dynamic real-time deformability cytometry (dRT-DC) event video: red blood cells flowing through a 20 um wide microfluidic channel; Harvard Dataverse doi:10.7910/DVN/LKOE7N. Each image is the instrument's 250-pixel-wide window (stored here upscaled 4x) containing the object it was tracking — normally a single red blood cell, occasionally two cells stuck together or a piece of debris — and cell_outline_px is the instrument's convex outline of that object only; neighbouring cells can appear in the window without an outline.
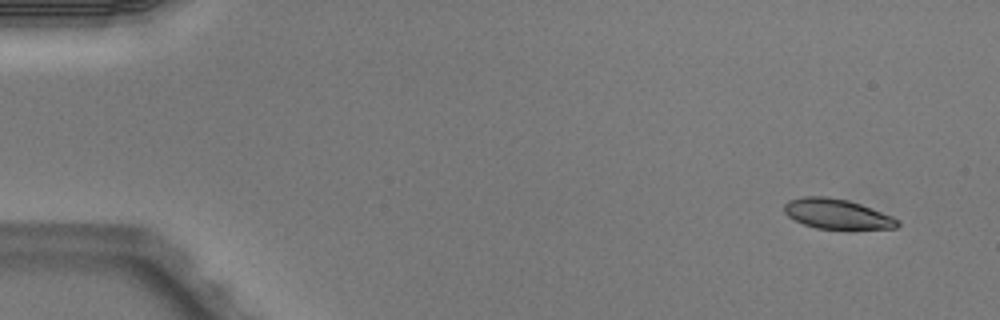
{"species": "Egyptian fruit bat (a non-hibernating species)", "species_latin": "Rousettus aegyptiacus", "temperature_condition": "warm", "stored_images_in_passage": 4, "camera_frame_rate_fps": 3000, "um_per_image_px": 0.085, "animal": {"sex": "male"}, "frame": {"image": 1, "passage_image": 1, "time_ms": 0.0, "image_size_px": [1000, 320], "cell_outline_px": [[900, 224], [896, 228], [816, 228], [804, 224], [788, 216], [784, 212], [784, 204], [788, 200], [804, 196], [828, 196], [848, 200], [860, 204], [892, 216], [900, 220]], "centroid_in_image_um": [71.12, 18.16], "position_along_channel_um": 13.9, "area_um2": 19.54}}
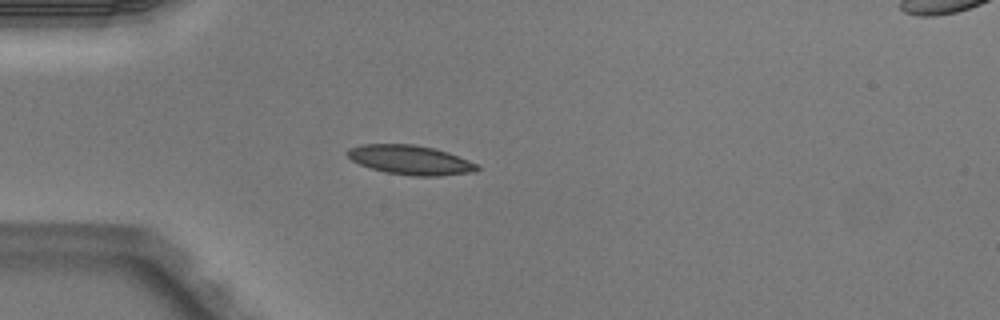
{"frame": {"image": 2, "passage_image": 4, "time_ms": 1.0, "image_size_px": [1000, 320], "cell_outline_px": [[480, 168], [476, 172], [440, 176], [412, 176], [384, 172], [360, 164], [352, 160], [344, 152], [348, 148], [360, 144], [412, 144], [436, 148], [448, 152], [468, 160], [476, 164]], "centroid_in_image_um": [34.87, 13.59], "position_along_channel_um": 50.1, "area_um2": 22.37}}